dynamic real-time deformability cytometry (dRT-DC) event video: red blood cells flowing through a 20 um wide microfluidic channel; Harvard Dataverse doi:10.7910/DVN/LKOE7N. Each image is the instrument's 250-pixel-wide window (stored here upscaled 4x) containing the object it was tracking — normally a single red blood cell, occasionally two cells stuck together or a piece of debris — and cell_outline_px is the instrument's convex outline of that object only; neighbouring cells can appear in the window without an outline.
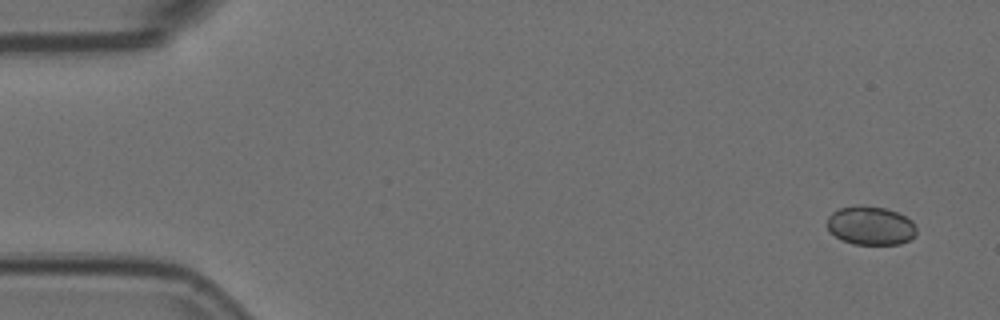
{"species": "Egyptian fruit bat (a non-hibernating species)", "species_latin": "Rousettus aegyptiacus", "temperature_condition": "room temperature", "stored_images_in_passage": 3, "camera_frame_rate_fps": 3000, "um_per_image_px": 0.085, "animal": {"sex": "female"}, "frame": {"image": 1, "passage_image": 1, "time_ms": 0.0, "image_size_px": [1000, 320], "cell_outline_px": [[916, 236], [900, 244], [852, 244], [836, 236], [828, 228], [828, 216], [832, 212], [840, 208], [856, 204], [860, 204], [884, 208], [896, 212], [912, 220], [916, 224]], "centroid_in_image_um": [74.02, 19.16], "position_along_channel_um": 11.0, "area_um2": 20.17}}